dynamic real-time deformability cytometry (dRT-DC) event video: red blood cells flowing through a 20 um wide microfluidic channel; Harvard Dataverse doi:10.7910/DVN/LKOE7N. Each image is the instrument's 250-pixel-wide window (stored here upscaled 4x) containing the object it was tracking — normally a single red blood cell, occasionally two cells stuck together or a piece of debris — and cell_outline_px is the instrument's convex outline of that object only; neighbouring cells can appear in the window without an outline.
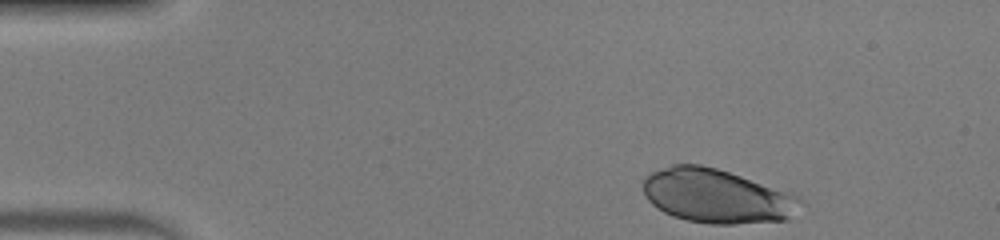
{"species": "human", "species_latin": "Homo sapiens", "temperature_condition": "warm", "stored_images_in_passage": 37, "camera_frame_rate_fps": 3000, "um_per_image_px": 0.085, "donor": {"sex": "male"}, "frame": {"image": 1, "passage_image": 1, "time_ms": 0.0, "image_size_px": [1000, 240], "cell_outline_px": [[804, 204], [788, 220], [732, 224], [708, 224], [688, 220], [672, 216], [656, 208], [644, 196], [644, 176], [652, 172], [672, 164], [700, 164], [716, 168], [740, 176], [796, 196]], "centroid_in_image_um": [60.88, 16.68], "position_along_channel_um": 24.1, "area_um2": 49.13}}
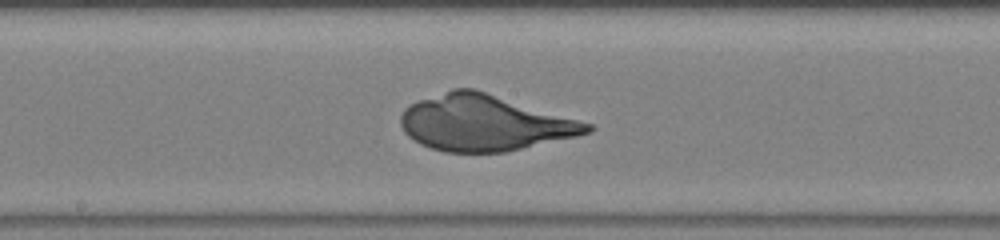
{"frame": {"image": 2, "passage_image": 21, "time_ms": 6.667, "image_size_px": [1000, 240], "cell_outline_px": [[596, 128], [592, 132], [576, 136], [504, 152], [444, 152], [420, 144], [408, 136], [404, 132], [400, 124], [400, 116], [404, 108], [420, 100], [452, 88], [476, 88], [592, 124]], "centroid_in_image_um": [41.16, 10.43], "position_along_channel_um": 207.0, "area_um2": 60.69}}
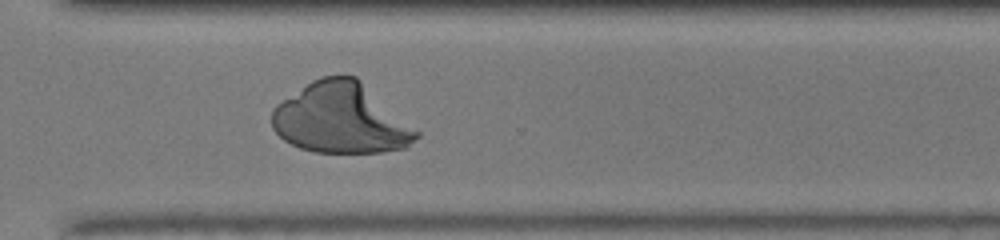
{"frame": {"image": 3, "passage_image": 31, "time_ms": 10.0, "image_size_px": [1000, 240], "cell_outline_px": [[420, 136], [408, 148], [380, 152], [312, 152], [300, 148], [284, 140], [272, 128], [272, 108], [276, 104], [312, 80], [324, 76], [356, 76], [420, 132]], "centroid_in_image_um": [28.99, 10.08], "position_along_channel_um": 341.6, "area_um2": 59.19}}